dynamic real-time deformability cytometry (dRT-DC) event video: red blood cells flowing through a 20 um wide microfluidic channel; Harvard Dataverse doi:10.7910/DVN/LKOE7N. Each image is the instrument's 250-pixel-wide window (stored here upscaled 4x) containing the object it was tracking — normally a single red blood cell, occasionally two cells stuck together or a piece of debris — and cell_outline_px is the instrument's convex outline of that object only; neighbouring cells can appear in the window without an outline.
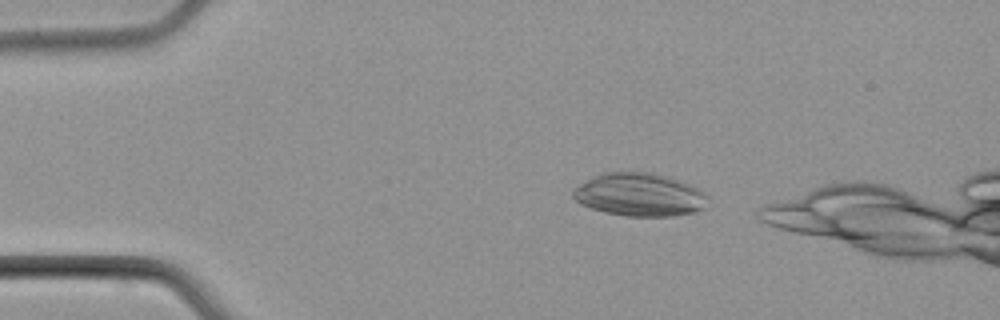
{"species": "common noctule bat (a hibernating species)", "species_latin": "Nyctalus noctula", "temperature_condition": "cold", "stored_images_in_passage": 3, "camera_frame_rate_fps": 3000, "um_per_image_px": 0.085, "animal": {"sex": "male", "body_mass_g": 21.5, "forearm_length_mm": 52.0}, "frame": {"image": 1, "passage_image": 1, "time_ms": 0.0, "image_size_px": [1000, 320], "cell_outline_px": [[708, 196], [704, 208], [696, 212], [672, 216], [624, 216], [604, 212], [580, 204], [572, 196], [572, 188], [592, 176], [604, 172], [652, 172], [680, 180], [704, 192]], "centroid_in_image_um": [54.33, 16.55], "position_along_channel_um": 30.7, "area_um2": 34.04}}
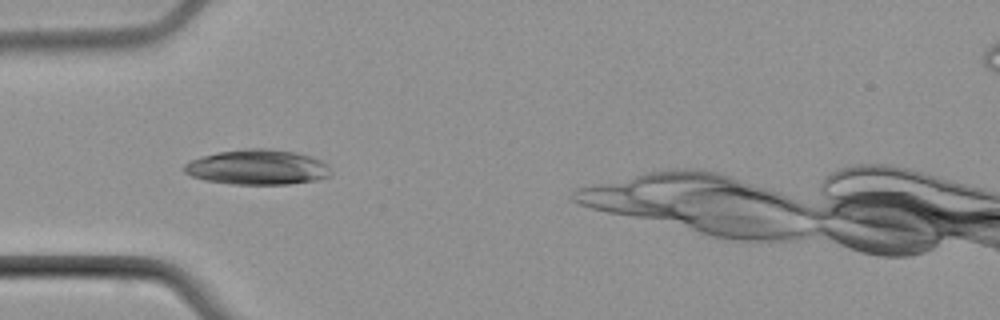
{"frame": {"image": 2, "passage_image": 2, "time_ms": 2.333, "image_size_px": [1000, 320], "cell_outline_px": [[332, 176], [316, 180], [288, 184], [232, 184], [204, 180], [192, 176], [184, 172], [180, 168], [188, 160], [220, 152], [244, 148], [268, 148], [296, 152], [320, 160], [332, 172]], "centroid_in_image_um": [21.84, 14.21], "position_along_channel_um": 63.2, "area_um2": 30.06}}
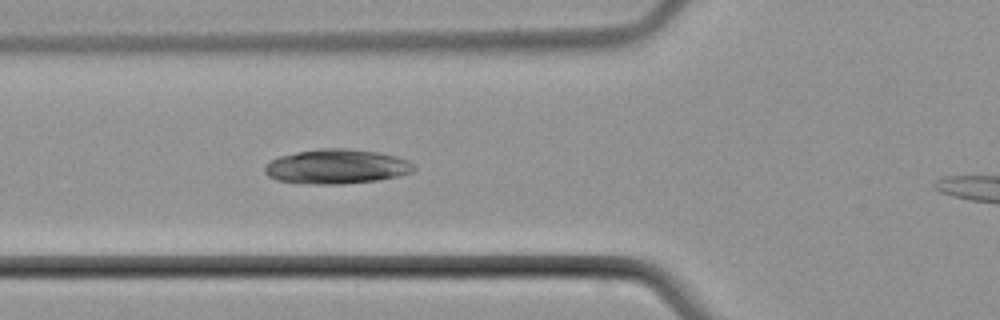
{"frame": {"image": 3, "passage_image": 3, "time_ms": 3.333, "image_size_px": [1000, 320], "cell_outline_px": [[416, 168], [412, 172], [396, 176], [376, 180], [340, 184], [308, 184], [276, 180], [268, 176], [264, 172], [264, 168], [272, 160], [280, 156], [296, 152], [320, 148], [348, 148], [376, 152], [396, 156], [408, 160]], "centroid_in_image_um": [28.59, 14.15], "position_along_channel_um": 97.2, "area_um2": 29.88}}